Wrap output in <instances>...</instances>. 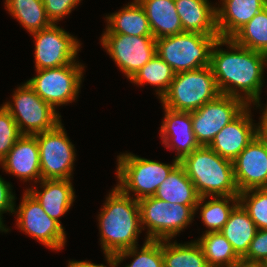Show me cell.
Here are the masks:
<instances>
[{"instance_id":"7a4b0ae2","label":"cell","mask_w":267,"mask_h":267,"mask_svg":"<svg viewBox=\"0 0 267 267\" xmlns=\"http://www.w3.org/2000/svg\"><path fill=\"white\" fill-rule=\"evenodd\" d=\"M98 214L101 249L117 253L138 246L142 233L138 200L125 194L117 185L109 192Z\"/></svg>"},{"instance_id":"8d00e7d4","label":"cell","mask_w":267,"mask_h":267,"mask_svg":"<svg viewBox=\"0 0 267 267\" xmlns=\"http://www.w3.org/2000/svg\"><path fill=\"white\" fill-rule=\"evenodd\" d=\"M12 190V185L0 176V218L2 220L4 213L8 212L13 214V210L16 207V195L13 194Z\"/></svg>"},{"instance_id":"8992f818","label":"cell","mask_w":267,"mask_h":267,"mask_svg":"<svg viewBox=\"0 0 267 267\" xmlns=\"http://www.w3.org/2000/svg\"><path fill=\"white\" fill-rule=\"evenodd\" d=\"M220 94L211 67L207 66L176 73L160 101L170 110L191 112Z\"/></svg>"},{"instance_id":"83f0119b","label":"cell","mask_w":267,"mask_h":267,"mask_svg":"<svg viewBox=\"0 0 267 267\" xmlns=\"http://www.w3.org/2000/svg\"><path fill=\"white\" fill-rule=\"evenodd\" d=\"M5 9L30 34L51 26L42 0H5Z\"/></svg>"},{"instance_id":"f1b7e54d","label":"cell","mask_w":267,"mask_h":267,"mask_svg":"<svg viewBox=\"0 0 267 267\" xmlns=\"http://www.w3.org/2000/svg\"><path fill=\"white\" fill-rule=\"evenodd\" d=\"M162 256L164 267H209L196 240L184 244L162 240Z\"/></svg>"},{"instance_id":"30bf717a","label":"cell","mask_w":267,"mask_h":267,"mask_svg":"<svg viewBox=\"0 0 267 267\" xmlns=\"http://www.w3.org/2000/svg\"><path fill=\"white\" fill-rule=\"evenodd\" d=\"M66 132L60 122L51 130L34 134L39 147L41 179L73 178L76 152Z\"/></svg>"},{"instance_id":"836d02e7","label":"cell","mask_w":267,"mask_h":267,"mask_svg":"<svg viewBox=\"0 0 267 267\" xmlns=\"http://www.w3.org/2000/svg\"><path fill=\"white\" fill-rule=\"evenodd\" d=\"M17 123L3 105L0 106V162L22 136Z\"/></svg>"},{"instance_id":"ffe728a7","label":"cell","mask_w":267,"mask_h":267,"mask_svg":"<svg viewBox=\"0 0 267 267\" xmlns=\"http://www.w3.org/2000/svg\"><path fill=\"white\" fill-rule=\"evenodd\" d=\"M216 6V24L220 38H231L257 13L267 6V0H220Z\"/></svg>"},{"instance_id":"7bdbcfd3","label":"cell","mask_w":267,"mask_h":267,"mask_svg":"<svg viewBox=\"0 0 267 267\" xmlns=\"http://www.w3.org/2000/svg\"><path fill=\"white\" fill-rule=\"evenodd\" d=\"M266 107H264V110L267 112V104L265 105Z\"/></svg>"},{"instance_id":"8fae6325","label":"cell","mask_w":267,"mask_h":267,"mask_svg":"<svg viewBox=\"0 0 267 267\" xmlns=\"http://www.w3.org/2000/svg\"><path fill=\"white\" fill-rule=\"evenodd\" d=\"M21 197V203L13 210L18 229L51 250H62L67 241L63 225L48 216L27 189Z\"/></svg>"},{"instance_id":"74e56055","label":"cell","mask_w":267,"mask_h":267,"mask_svg":"<svg viewBox=\"0 0 267 267\" xmlns=\"http://www.w3.org/2000/svg\"><path fill=\"white\" fill-rule=\"evenodd\" d=\"M105 255V259L107 264L109 265L108 267H118L117 266V262H116V258L115 255H111V254H104ZM68 266L67 267H107L104 264H94L91 261H76V260H69L68 261Z\"/></svg>"},{"instance_id":"52a82bcc","label":"cell","mask_w":267,"mask_h":267,"mask_svg":"<svg viewBox=\"0 0 267 267\" xmlns=\"http://www.w3.org/2000/svg\"><path fill=\"white\" fill-rule=\"evenodd\" d=\"M138 204L148 240H172L191 225L195 216L196 205L171 204L154 196L142 198Z\"/></svg>"},{"instance_id":"7402d4cb","label":"cell","mask_w":267,"mask_h":267,"mask_svg":"<svg viewBox=\"0 0 267 267\" xmlns=\"http://www.w3.org/2000/svg\"><path fill=\"white\" fill-rule=\"evenodd\" d=\"M144 8L155 39L183 33L174 0H137Z\"/></svg>"},{"instance_id":"44dd1931","label":"cell","mask_w":267,"mask_h":267,"mask_svg":"<svg viewBox=\"0 0 267 267\" xmlns=\"http://www.w3.org/2000/svg\"><path fill=\"white\" fill-rule=\"evenodd\" d=\"M183 32L219 35L216 24V6L209 0H174Z\"/></svg>"},{"instance_id":"ac0fdd59","label":"cell","mask_w":267,"mask_h":267,"mask_svg":"<svg viewBox=\"0 0 267 267\" xmlns=\"http://www.w3.org/2000/svg\"><path fill=\"white\" fill-rule=\"evenodd\" d=\"M163 109L164 119L159 130L162 144L171 151L176 150L175 158L181 161L200 146L194 136L191 112Z\"/></svg>"},{"instance_id":"60d3db41","label":"cell","mask_w":267,"mask_h":267,"mask_svg":"<svg viewBox=\"0 0 267 267\" xmlns=\"http://www.w3.org/2000/svg\"><path fill=\"white\" fill-rule=\"evenodd\" d=\"M10 229L6 228L5 224L3 223V220L0 218V232L7 233Z\"/></svg>"},{"instance_id":"6da1fadb","label":"cell","mask_w":267,"mask_h":267,"mask_svg":"<svg viewBox=\"0 0 267 267\" xmlns=\"http://www.w3.org/2000/svg\"><path fill=\"white\" fill-rule=\"evenodd\" d=\"M226 45L228 49L220 48ZM267 55L218 38L211 49L210 67L221 94L235 96L248 105H260Z\"/></svg>"},{"instance_id":"277c9868","label":"cell","mask_w":267,"mask_h":267,"mask_svg":"<svg viewBox=\"0 0 267 267\" xmlns=\"http://www.w3.org/2000/svg\"><path fill=\"white\" fill-rule=\"evenodd\" d=\"M179 163L176 158L172 164H166L139 157L131 152L122 153L117 156V186L135 200L154 196L158 187Z\"/></svg>"},{"instance_id":"9a60e30c","label":"cell","mask_w":267,"mask_h":267,"mask_svg":"<svg viewBox=\"0 0 267 267\" xmlns=\"http://www.w3.org/2000/svg\"><path fill=\"white\" fill-rule=\"evenodd\" d=\"M233 167L239 192L267 187V149L257 136L234 159Z\"/></svg>"},{"instance_id":"f546056e","label":"cell","mask_w":267,"mask_h":267,"mask_svg":"<svg viewBox=\"0 0 267 267\" xmlns=\"http://www.w3.org/2000/svg\"><path fill=\"white\" fill-rule=\"evenodd\" d=\"M172 68L155 54L130 80L135 85L150 84L159 99L167 92L174 78Z\"/></svg>"},{"instance_id":"d590c367","label":"cell","mask_w":267,"mask_h":267,"mask_svg":"<svg viewBox=\"0 0 267 267\" xmlns=\"http://www.w3.org/2000/svg\"><path fill=\"white\" fill-rule=\"evenodd\" d=\"M46 14L53 24L69 15L81 0H42Z\"/></svg>"},{"instance_id":"5b68a950","label":"cell","mask_w":267,"mask_h":267,"mask_svg":"<svg viewBox=\"0 0 267 267\" xmlns=\"http://www.w3.org/2000/svg\"><path fill=\"white\" fill-rule=\"evenodd\" d=\"M219 35L196 32L160 37L156 39V54L174 73L210 66L211 49Z\"/></svg>"},{"instance_id":"3957f363","label":"cell","mask_w":267,"mask_h":267,"mask_svg":"<svg viewBox=\"0 0 267 267\" xmlns=\"http://www.w3.org/2000/svg\"><path fill=\"white\" fill-rule=\"evenodd\" d=\"M180 164L200 197L239 196L233 161L219 156L209 146H199Z\"/></svg>"},{"instance_id":"9c48e42d","label":"cell","mask_w":267,"mask_h":267,"mask_svg":"<svg viewBox=\"0 0 267 267\" xmlns=\"http://www.w3.org/2000/svg\"><path fill=\"white\" fill-rule=\"evenodd\" d=\"M85 66L79 61L57 68L36 70L37 75L26 82L55 110L58 106L75 102L81 90Z\"/></svg>"},{"instance_id":"e575fe53","label":"cell","mask_w":267,"mask_h":267,"mask_svg":"<svg viewBox=\"0 0 267 267\" xmlns=\"http://www.w3.org/2000/svg\"><path fill=\"white\" fill-rule=\"evenodd\" d=\"M267 258V229H258L242 262L260 264Z\"/></svg>"},{"instance_id":"b9f144b4","label":"cell","mask_w":267,"mask_h":267,"mask_svg":"<svg viewBox=\"0 0 267 267\" xmlns=\"http://www.w3.org/2000/svg\"><path fill=\"white\" fill-rule=\"evenodd\" d=\"M262 267H267V258L260 263Z\"/></svg>"},{"instance_id":"4316f807","label":"cell","mask_w":267,"mask_h":267,"mask_svg":"<svg viewBox=\"0 0 267 267\" xmlns=\"http://www.w3.org/2000/svg\"><path fill=\"white\" fill-rule=\"evenodd\" d=\"M196 242L201 246L209 267H236L242 262L221 232L203 233Z\"/></svg>"},{"instance_id":"ba28073f","label":"cell","mask_w":267,"mask_h":267,"mask_svg":"<svg viewBox=\"0 0 267 267\" xmlns=\"http://www.w3.org/2000/svg\"><path fill=\"white\" fill-rule=\"evenodd\" d=\"M12 101L3 103L23 135H34L55 128L61 115L28 85L27 82L13 91Z\"/></svg>"},{"instance_id":"5bb4252c","label":"cell","mask_w":267,"mask_h":267,"mask_svg":"<svg viewBox=\"0 0 267 267\" xmlns=\"http://www.w3.org/2000/svg\"><path fill=\"white\" fill-rule=\"evenodd\" d=\"M35 42L36 70L72 64L82 45L80 41L56 24L31 33Z\"/></svg>"},{"instance_id":"e0dca14e","label":"cell","mask_w":267,"mask_h":267,"mask_svg":"<svg viewBox=\"0 0 267 267\" xmlns=\"http://www.w3.org/2000/svg\"><path fill=\"white\" fill-rule=\"evenodd\" d=\"M0 166L9 174L35 185L41 180L38 141L34 135H22L1 160Z\"/></svg>"},{"instance_id":"d4e9b609","label":"cell","mask_w":267,"mask_h":267,"mask_svg":"<svg viewBox=\"0 0 267 267\" xmlns=\"http://www.w3.org/2000/svg\"><path fill=\"white\" fill-rule=\"evenodd\" d=\"M257 230L248 212L239 203L230 213L229 219L220 232L242 259L247 254Z\"/></svg>"},{"instance_id":"f35d334b","label":"cell","mask_w":267,"mask_h":267,"mask_svg":"<svg viewBox=\"0 0 267 267\" xmlns=\"http://www.w3.org/2000/svg\"><path fill=\"white\" fill-rule=\"evenodd\" d=\"M262 116L259 119L260 121L257 124L256 136L261 140L267 149V112L262 109Z\"/></svg>"},{"instance_id":"ab89813d","label":"cell","mask_w":267,"mask_h":267,"mask_svg":"<svg viewBox=\"0 0 267 267\" xmlns=\"http://www.w3.org/2000/svg\"><path fill=\"white\" fill-rule=\"evenodd\" d=\"M236 267H262L260 264H247L240 262Z\"/></svg>"},{"instance_id":"7c38bea8","label":"cell","mask_w":267,"mask_h":267,"mask_svg":"<svg viewBox=\"0 0 267 267\" xmlns=\"http://www.w3.org/2000/svg\"><path fill=\"white\" fill-rule=\"evenodd\" d=\"M100 40L102 48L129 81L156 54L153 36L102 33Z\"/></svg>"},{"instance_id":"484cf974","label":"cell","mask_w":267,"mask_h":267,"mask_svg":"<svg viewBox=\"0 0 267 267\" xmlns=\"http://www.w3.org/2000/svg\"><path fill=\"white\" fill-rule=\"evenodd\" d=\"M206 199L209 200L205 201ZM238 204V196L200 197L195 207V215L199 209L201 222L208 229L203 233L220 232Z\"/></svg>"},{"instance_id":"d6986e66","label":"cell","mask_w":267,"mask_h":267,"mask_svg":"<svg viewBox=\"0 0 267 267\" xmlns=\"http://www.w3.org/2000/svg\"><path fill=\"white\" fill-rule=\"evenodd\" d=\"M71 181L69 179H41L38 183L42 191L38 190L37 186H32L27 190L41 204L45 213L61 224L59 218L70 210L76 198Z\"/></svg>"},{"instance_id":"d6a6232c","label":"cell","mask_w":267,"mask_h":267,"mask_svg":"<svg viewBox=\"0 0 267 267\" xmlns=\"http://www.w3.org/2000/svg\"><path fill=\"white\" fill-rule=\"evenodd\" d=\"M238 197L257 229H267V190L250 189L240 192Z\"/></svg>"},{"instance_id":"1f68e13d","label":"cell","mask_w":267,"mask_h":267,"mask_svg":"<svg viewBox=\"0 0 267 267\" xmlns=\"http://www.w3.org/2000/svg\"><path fill=\"white\" fill-rule=\"evenodd\" d=\"M134 246L130 249L121 251L115 255L117 266L127 259L132 257L133 260L125 267H164L162 256V240L145 241L141 249Z\"/></svg>"},{"instance_id":"603a6c76","label":"cell","mask_w":267,"mask_h":267,"mask_svg":"<svg viewBox=\"0 0 267 267\" xmlns=\"http://www.w3.org/2000/svg\"><path fill=\"white\" fill-rule=\"evenodd\" d=\"M107 25L104 33L136 36H153L144 8L133 0L119 11L105 16Z\"/></svg>"},{"instance_id":"cb8c5ba5","label":"cell","mask_w":267,"mask_h":267,"mask_svg":"<svg viewBox=\"0 0 267 267\" xmlns=\"http://www.w3.org/2000/svg\"><path fill=\"white\" fill-rule=\"evenodd\" d=\"M154 197L180 205H197L200 198L193 182L180 163L158 187Z\"/></svg>"},{"instance_id":"2e32d148","label":"cell","mask_w":267,"mask_h":267,"mask_svg":"<svg viewBox=\"0 0 267 267\" xmlns=\"http://www.w3.org/2000/svg\"><path fill=\"white\" fill-rule=\"evenodd\" d=\"M251 107L249 105L236 119L215 135L209 147L219 156L234 161L256 137L257 123H253Z\"/></svg>"},{"instance_id":"4dcf8cb0","label":"cell","mask_w":267,"mask_h":267,"mask_svg":"<svg viewBox=\"0 0 267 267\" xmlns=\"http://www.w3.org/2000/svg\"><path fill=\"white\" fill-rule=\"evenodd\" d=\"M231 39L240 46L267 55V6L240 28Z\"/></svg>"},{"instance_id":"4fadbf2b","label":"cell","mask_w":267,"mask_h":267,"mask_svg":"<svg viewBox=\"0 0 267 267\" xmlns=\"http://www.w3.org/2000/svg\"><path fill=\"white\" fill-rule=\"evenodd\" d=\"M249 105L241 98L220 94L191 111L194 136L200 146H209L215 135L236 119Z\"/></svg>"}]
</instances>
